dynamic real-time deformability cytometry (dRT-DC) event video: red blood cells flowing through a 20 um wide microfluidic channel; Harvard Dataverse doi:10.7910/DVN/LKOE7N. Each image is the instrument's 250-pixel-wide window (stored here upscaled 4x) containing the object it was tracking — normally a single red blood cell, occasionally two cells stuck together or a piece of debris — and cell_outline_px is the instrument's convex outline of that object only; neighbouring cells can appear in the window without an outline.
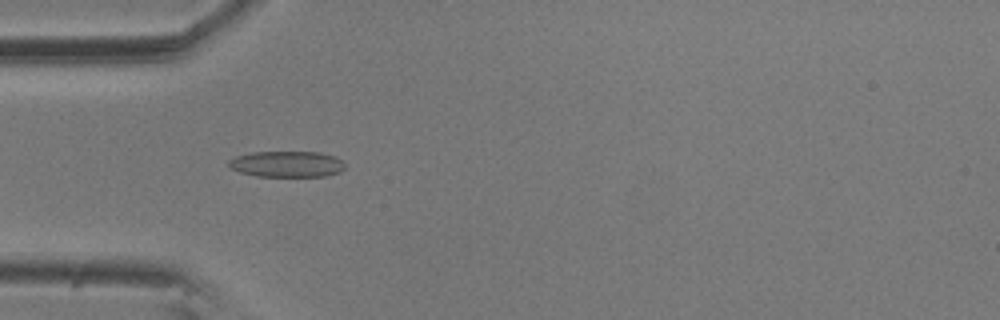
{"species": "common noctule bat (a hibernating species)", "species_latin": "Nyctalus noctula", "temperature_condition": "room temperature", "stored_images_in_passage": 34, "camera_frame_rate_fps": 3000, "um_per_image_px": 0.085, "animal": {"sex": "male", "body_mass_g": 20.5, "forearm_length_mm": 52.5}, "frame": {"image": 1, "passage_image": 8, "time_ms": 2.333, "image_size_px": [1000, 320], "cell_outline_px": [[344, 168], [340, 172], [324, 176], [256, 176], [240, 172], [232, 168], [228, 164], [228, 160], [236, 156], [252, 152], [320, 152], [336, 156], [344, 160]], "centroid_in_image_um": [24.42, 13.94], "position_along_channel_um": 60.6, "area_um2": 17.69}}
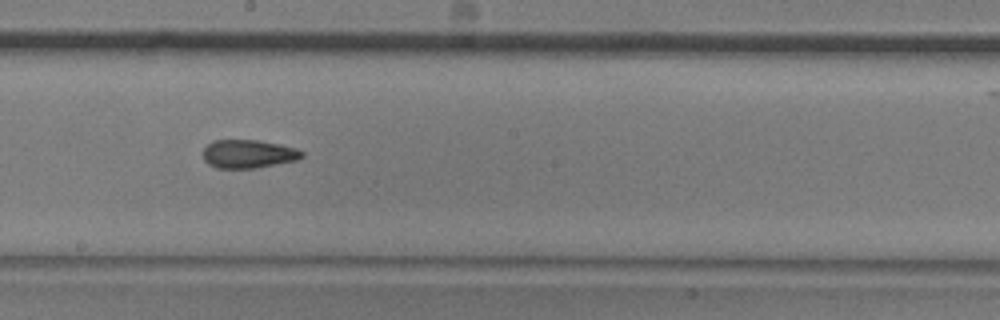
{"frame": {"image": 2, "passage_image": 22, "time_ms": 7.0, "image_size_px": [1000, 320], "cell_outline_px": [[304, 156], [296, 160], [256, 168], [216, 168], [208, 164], [204, 160], [204, 148], [212, 140], [260, 140], [280, 144], [296, 148], [304, 152]], "centroid_in_image_um": [21.11, 13.08], "position_along_channel_um": 227.1, "area_um2": 16.42}}
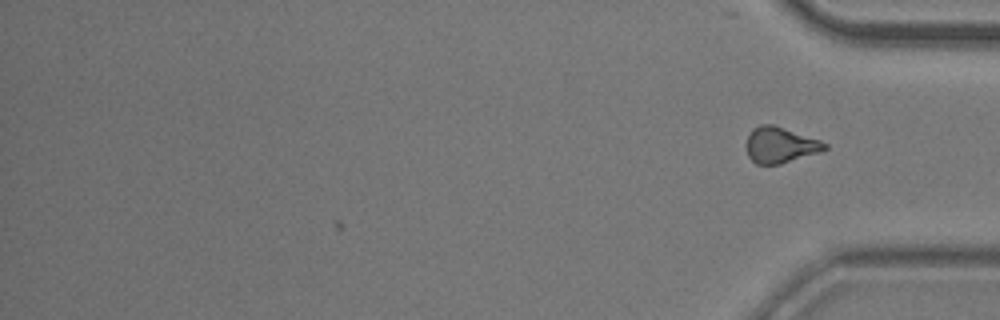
{"frame": {"image": 3, "passage_image": 34, "time_ms": 11.0, "image_size_px": [1000, 320], "cell_outline_px": [[828, 148], [820, 152], [780, 164], [756, 164], [748, 156], [744, 148], [744, 144], [752, 128], [760, 124], [772, 124], [820, 140], [828, 144]], "centroid_in_image_um": [66.28, 12.32], "position_along_channel_um": 368.9, "area_um2": 16.53}, "authors_computed_cell_mechanics": {"area_um2": 16.762, "velocity_mm_per_s": 3.5726, "shape_relaxation_time_tau1_ms": 9.4845, "shape_relaxation_time_tau2_ms": 1.812, "deformation_change_tau1": 0.1872, "deformation_change_tau2": 0.0817}}